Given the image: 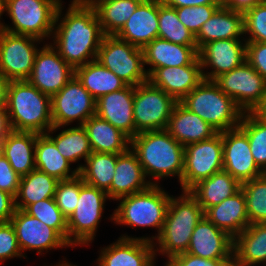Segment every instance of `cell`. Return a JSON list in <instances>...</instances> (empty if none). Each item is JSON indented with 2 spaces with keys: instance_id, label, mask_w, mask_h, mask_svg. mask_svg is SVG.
<instances>
[{
  "instance_id": "cell-21",
  "label": "cell",
  "mask_w": 266,
  "mask_h": 266,
  "mask_svg": "<svg viewBox=\"0 0 266 266\" xmlns=\"http://www.w3.org/2000/svg\"><path fill=\"white\" fill-rule=\"evenodd\" d=\"M134 86L102 95L96 100V115L121 130L130 139L138 134L133 118Z\"/></svg>"
},
{
  "instance_id": "cell-14",
  "label": "cell",
  "mask_w": 266,
  "mask_h": 266,
  "mask_svg": "<svg viewBox=\"0 0 266 266\" xmlns=\"http://www.w3.org/2000/svg\"><path fill=\"white\" fill-rule=\"evenodd\" d=\"M41 40L0 30V72L11 80H27ZM36 45V46H35Z\"/></svg>"
},
{
  "instance_id": "cell-4",
  "label": "cell",
  "mask_w": 266,
  "mask_h": 266,
  "mask_svg": "<svg viewBox=\"0 0 266 266\" xmlns=\"http://www.w3.org/2000/svg\"><path fill=\"white\" fill-rule=\"evenodd\" d=\"M203 217L202 207L188 191L177 198L171 196L162 232L154 243V246L159 245L155 254L158 251L170 260L187 252L193 230Z\"/></svg>"
},
{
  "instance_id": "cell-29",
  "label": "cell",
  "mask_w": 266,
  "mask_h": 266,
  "mask_svg": "<svg viewBox=\"0 0 266 266\" xmlns=\"http://www.w3.org/2000/svg\"><path fill=\"white\" fill-rule=\"evenodd\" d=\"M266 265V223L250 224L234 238L233 266Z\"/></svg>"
},
{
  "instance_id": "cell-28",
  "label": "cell",
  "mask_w": 266,
  "mask_h": 266,
  "mask_svg": "<svg viewBox=\"0 0 266 266\" xmlns=\"http://www.w3.org/2000/svg\"><path fill=\"white\" fill-rule=\"evenodd\" d=\"M165 130L184 147L209 139L217 133L212 126L180 102L175 105Z\"/></svg>"
},
{
  "instance_id": "cell-41",
  "label": "cell",
  "mask_w": 266,
  "mask_h": 266,
  "mask_svg": "<svg viewBox=\"0 0 266 266\" xmlns=\"http://www.w3.org/2000/svg\"><path fill=\"white\" fill-rule=\"evenodd\" d=\"M247 205L249 223H266V173L241 183Z\"/></svg>"
},
{
  "instance_id": "cell-59",
  "label": "cell",
  "mask_w": 266,
  "mask_h": 266,
  "mask_svg": "<svg viewBox=\"0 0 266 266\" xmlns=\"http://www.w3.org/2000/svg\"><path fill=\"white\" fill-rule=\"evenodd\" d=\"M167 263H165V266H175L170 260L167 259L166 261Z\"/></svg>"
},
{
  "instance_id": "cell-6",
  "label": "cell",
  "mask_w": 266,
  "mask_h": 266,
  "mask_svg": "<svg viewBox=\"0 0 266 266\" xmlns=\"http://www.w3.org/2000/svg\"><path fill=\"white\" fill-rule=\"evenodd\" d=\"M161 185L117 199L120 203L110 218L115 224L133 227H155L158 235L152 236L154 243L162 232L171 196ZM121 200V201H120Z\"/></svg>"
},
{
  "instance_id": "cell-53",
  "label": "cell",
  "mask_w": 266,
  "mask_h": 266,
  "mask_svg": "<svg viewBox=\"0 0 266 266\" xmlns=\"http://www.w3.org/2000/svg\"><path fill=\"white\" fill-rule=\"evenodd\" d=\"M12 131L5 107H0V142Z\"/></svg>"
},
{
  "instance_id": "cell-51",
  "label": "cell",
  "mask_w": 266,
  "mask_h": 266,
  "mask_svg": "<svg viewBox=\"0 0 266 266\" xmlns=\"http://www.w3.org/2000/svg\"><path fill=\"white\" fill-rule=\"evenodd\" d=\"M170 7L200 6L209 4H223V0H161Z\"/></svg>"
},
{
  "instance_id": "cell-19",
  "label": "cell",
  "mask_w": 266,
  "mask_h": 266,
  "mask_svg": "<svg viewBox=\"0 0 266 266\" xmlns=\"http://www.w3.org/2000/svg\"><path fill=\"white\" fill-rule=\"evenodd\" d=\"M155 246L149 237L120 236L101 249L98 266H155Z\"/></svg>"
},
{
  "instance_id": "cell-57",
  "label": "cell",
  "mask_w": 266,
  "mask_h": 266,
  "mask_svg": "<svg viewBox=\"0 0 266 266\" xmlns=\"http://www.w3.org/2000/svg\"><path fill=\"white\" fill-rule=\"evenodd\" d=\"M80 1L88 6L94 7L97 3L105 1V0H80Z\"/></svg>"
},
{
  "instance_id": "cell-49",
  "label": "cell",
  "mask_w": 266,
  "mask_h": 266,
  "mask_svg": "<svg viewBox=\"0 0 266 266\" xmlns=\"http://www.w3.org/2000/svg\"><path fill=\"white\" fill-rule=\"evenodd\" d=\"M170 261L175 266H233V260L204 259L186 252L172 257Z\"/></svg>"
},
{
  "instance_id": "cell-56",
  "label": "cell",
  "mask_w": 266,
  "mask_h": 266,
  "mask_svg": "<svg viewBox=\"0 0 266 266\" xmlns=\"http://www.w3.org/2000/svg\"><path fill=\"white\" fill-rule=\"evenodd\" d=\"M5 9H6V0H0V19H1V16L3 15V13L5 12ZM3 23H1L0 21V30L3 29Z\"/></svg>"
},
{
  "instance_id": "cell-38",
  "label": "cell",
  "mask_w": 266,
  "mask_h": 266,
  "mask_svg": "<svg viewBox=\"0 0 266 266\" xmlns=\"http://www.w3.org/2000/svg\"><path fill=\"white\" fill-rule=\"evenodd\" d=\"M55 143L59 152L71 163L86 159L92 154L90 141L83 125L63 129L53 137L50 130L46 133Z\"/></svg>"
},
{
  "instance_id": "cell-37",
  "label": "cell",
  "mask_w": 266,
  "mask_h": 266,
  "mask_svg": "<svg viewBox=\"0 0 266 266\" xmlns=\"http://www.w3.org/2000/svg\"><path fill=\"white\" fill-rule=\"evenodd\" d=\"M143 0H105L94 6L104 35H116Z\"/></svg>"
},
{
  "instance_id": "cell-5",
  "label": "cell",
  "mask_w": 266,
  "mask_h": 266,
  "mask_svg": "<svg viewBox=\"0 0 266 266\" xmlns=\"http://www.w3.org/2000/svg\"><path fill=\"white\" fill-rule=\"evenodd\" d=\"M180 103L217 132L239 127L243 110L214 81L203 80Z\"/></svg>"
},
{
  "instance_id": "cell-24",
  "label": "cell",
  "mask_w": 266,
  "mask_h": 266,
  "mask_svg": "<svg viewBox=\"0 0 266 266\" xmlns=\"http://www.w3.org/2000/svg\"><path fill=\"white\" fill-rule=\"evenodd\" d=\"M115 36L142 49L158 38V0H143Z\"/></svg>"
},
{
  "instance_id": "cell-36",
  "label": "cell",
  "mask_w": 266,
  "mask_h": 266,
  "mask_svg": "<svg viewBox=\"0 0 266 266\" xmlns=\"http://www.w3.org/2000/svg\"><path fill=\"white\" fill-rule=\"evenodd\" d=\"M116 163L117 154L92 152L85 161L86 165H78L76 169L86 184L107 192L113 180Z\"/></svg>"
},
{
  "instance_id": "cell-8",
  "label": "cell",
  "mask_w": 266,
  "mask_h": 266,
  "mask_svg": "<svg viewBox=\"0 0 266 266\" xmlns=\"http://www.w3.org/2000/svg\"><path fill=\"white\" fill-rule=\"evenodd\" d=\"M97 60L127 85L137 86L148 81L143 49L115 35L103 37Z\"/></svg>"
},
{
  "instance_id": "cell-23",
  "label": "cell",
  "mask_w": 266,
  "mask_h": 266,
  "mask_svg": "<svg viewBox=\"0 0 266 266\" xmlns=\"http://www.w3.org/2000/svg\"><path fill=\"white\" fill-rule=\"evenodd\" d=\"M151 185H158V183L146 179L136 154L130 148L122 154H117L113 180L110 189L106 192L110 199L117 200L123 196L144 191Z\"/></svg>"
},
{
  "instance_id": "cell-10",
  "label": "cell",
  "mask_w": 266,
  "mask_h": 266,
  "mask_svg": "<svg viewBox=\"0 0 266 266\" xmlns=\"http://www.w3.org/2000/svg\"><path fill=\"white\" fill-rule=\"evenodd\" d=\"M178 102L149 81L134 86L133 118L135 130H165Z\"/></svg>"
},
{
  "instance_id": "cell-55",
  "label": "cell",
  "mask_w": 266,
  "mask_h": 266,
  "mask_svg": "<svg viewBox=\"0 0 266 266\" xmlns=\"http://www.w3.org/2000/svg\"><path fill=\"white\" fill-rule=\"evenodd\" d=\"M254 113L262 120L266 121V94L262 103L254 110Z\"/></svg>"
},
{
  "instance_id": "cell-58",
  "label": "cell",
  "mask_w": 266,
  "mask_h": 266,
  "mask_svg": "<svg viewBox=\"0 0 266 266\" xmlns=\"http://www.w3.org/2000/svg\"><path fill=\"white\" fill-rule=\"evenodd\" d=\"M55 266H76V265H72V264L66 262V260L65 261L63 260V261H60L58 263V265H55Z\"/></svg>"
},
{
  "instance_id": "cell-33",
  "label": "cell",
  "mask_w": 266,
  "mask_h": 266,
  "mask_svg": "<svg viewBox=\"0 0 266 266\" xmlns=\"http://www.w3.org/2000/svg\"><path fill=\"white\" fill-rule=\"evenodd\" d=\"M35 168L58 181L76 177L79 170L71 171V162L57 149L54 141L46 134H38L35 145ZM71 171V173H70Z\"/></svg>"
},
{
  "instance_id": "cell-35",
  "label": "cell",
  "mask_w": 266,
  "mask_h": 266,
  "mask_svg": "<svg viewBox=\"0 0 266 266\" xmlns=\"http://www.w3.org/2000/svg\"><path fill=\"white\" fill-rule=\"evenodd\" d=\"M58 180L37 169L21 177L15 207L25 210L30 204L54 198Z\"/></svg>"
},
{
  "instance_id": "cell-45",
  "label": "cell",
  "mask_w": 266,
  "mask_h": 266,
  "mask_svg": "<svg viewBox=\"0 0 266 266\" xmlns=\"http://www.w3.org/2000/svg\"><path fill=\"white\" fill-rule=\"evenodd\" d=\"M223 4H209L200 6H185L176 8L178 19L184 26L196 36L202 25L210 19V17Z\"/></svg>"
},
{
  "instance_id": "cell-20",
  "label": "cell",
  "mask_w": 266,
  "mask_h": 266,
  "mask_svg": "<svg viewBox=\"0 0 266 266\" xmlns=\"http://www.w3.org/2000/svg\"><path fill=\"white\" fill-rule=\"evenodd\" d=\"M234 238L205 216L193 230L186 253L213 260H233Z\"/></svg>"
},
{
  "instance_id": "cell-27",
  "label": "cell",
  "mask_w": 266,
  "mask_h": 266,
  "mask_svg": "<svg viewBox=\"0 0 266 266\" xmlns=\"http://www.w3.org/2000/svg\"><path fill=\"white\" fill-rule=\"evenodd\" d=\"M244 36V13L222 5L207 20L195 36L198 50L207 43L223 39H241Z\"/></svg>"
},
{
  "instance_id": "cell-17",
  "label": "cell",
  "mask_w": 266,
  "mask_h": 266,
  "mask_svg": "<svg viewBox=\"0 0 266 266\" xmlns=\"http://www.w3.org/2000/svg\"><path fill=\"white\" fill-rule=\"evenodd\" d=\"M223 39L204 44L198 51L204 80L214 81L221 74L230 72L246 61V41ZM206 67L213 69L205 72Z\"/></svg>"
},
{
  "instance_id": "cell-15",
  "label": "cell",
  "mask_w": 266,
  "mask_h": 266,
  "mask_svg": "<svg viewBox=\"0 0 266 266\" xmlns=\"http://www.w3.org/2000/svg\"><path fill=\"white\" fill-rule=\"evenodd\" d=\"M74 75L75 69L59 55L51 43H46L36 53L33 70L27 80L42 93L52 97Z\"/></svg>"
},
{
  "instance_id": "cell-26",
  "label": "cell",
  "mask_w": 266,
  "mask_h": 266,
  "mask_svg": "<svg viewBox=\"0 0 266 266\" xmlns=\"http://www.w3.org/2000/svg\"><path fill=\"white\" fill-rule=\"evenodd\" d=\"M204 216L232 238H235L250 225L246 198L242 189L218 205L208 208L204 212Z\"/></svg>"
},
{
  "instance_id": "cell-30",
  "label": "cell",
  "mask_w": 266,
  "mask_h": 266,
  "mask_svg": "<svg viewBox=\"0 0 266 266\" xmlns=\"http://www.w3.org/2000/svg\"><path fill=\"white\" fill-rule=\"evenodd\" d=\"M92 152L122 154L130 147V138L96 114L83 123Z\"/></svg>"
},
{
  "instance_id": "cell-52",
  "label": "cell",
  "mask_w": 266,
  "mask_h": 266,
  "mask_svg": "<svg viewBox=\"0 0 266 266\" xmlns=\"http://www.w3.org/2000/svg\"><path fill=\"white\" fill-rule=\"evenodd\" d=\"M260 2L261 0H223V5L228 9L244 12Z\"/></svg>"
},
{
  "instance_id": "cell-2",
  "label": "cell",
  "mask_w": 266,
  "mask_h": 266,
  "mask_svg": "<svg viewBox=\"0 0 266 266\" xmlns=\"http://www.w3.org/2000/svg\"><path fill=\"white\" fill-rule=\"evenodd\" d=\"M143 171L156 180L178 176L181 184L185 147L166 130L144 131L130 139Z\"/></svg>"
},
{
  "instance_id": "cell-39",
  "label": "cell",
  "mask_w": 266,
  "mask_h": 266,
  "mask_svg": "<svg viewBox=\"0 0 266 266\" xmlns=\"http://www.w3.org/2000/svg\"><path fill=\"white\" fill-rule=\"evenodd\" d=\"M158 38L183 46H197L195 36L178 19L176 8L158 0Z\"/></svg>"
},
{
  "instance_id": "cell-16",
  "label": "cell",
  "mask_w": 266,
  "mask_h": 266,
  "mask_svg": "<svg viewBox=\"0 0 266 266\" xmlns=\"http://www.w3.org/2000/svg\"><path fill=\"white\" fill-rule=\"evenodd\" d=\"M222 141L223 170L240 183L264 174L252 156L247 134L240 127L223 131Z\"/></svg>"
},
{
  "instance_id": "cell-9",
  "label": "cell",
  "mask_w": 266,
  "mask_h": 266,
  "mask_svg": "<svg viewBox=\"0 0 266 266\" xmlns=\"http://www.w3.org/2000/svg\"><path fill=\"white\" fill-rule=\"evenodd\" d=\"M106 199L110 198L105 191L86 184L81 177L77 207L67 219L68 243L71 247L92 243L102 219Z\"/></svg>"
},
{
  "instance_id": "cell-42",
  "label": "cell",
  "mask_w": 266,
  "mask_h": 266,
  "mask_svg": "<svg viewBox=\"0 0 266 266\" xmlns=\"http://www.w3.org/2000/svg\"><path fill=\"white\" fill-rule=\"evenodd\" d=\"M24 211L43 224L55 229L68 242L67 218L58 208L54 198L30 204Z\"/></svg>"
},
{
  "instance_id": "cell-54",
  "label": "cell",
  "mask_w": 266,
  "mask_h": 266,
  "mask_svg": "<svg viewBox=\"0 0 266 266\" xmlns=\"http://www.w3.org/2000/svg\"><path fill=\"white\" fill-rule=\"evenodd\" d=\"M10 80L0 72V107H5Z\"/></svg>"
},
{
  "instance_id": "cell-25",
  "label": "cell",
  "mask_w": 266,
  "mask_h": 266,
  "mask_svg": "<svg viewBox=\"0 0 266 266\" xmlns=\"http://www.w3.org/2000/svg\"><path fill=\"white\" fill-rule=\"evenodd\" d=\"M197 46H183L161 38H155L143 48L144 64L150 65L148 76L160 67H177L201 64Z\"/></svg>"
},
{
  "instance_id": "cell-12",
  "label": "cell",
  "mask_w": 266,
  "mask_h": 266,
  "mask_svg": "<svg viewBox=\"0 0 266 266\" xmlns=\"http://www.w3.org/2000/svg\"><path fill=\"white\" fill-rule=\"evenodd\" d=\"M51 113L53 134L60 127L64 128L74 120L79 125L96 114V99L74 75L70 81L54 96L51 97ZM54 131V132H53Z\"/></svg>"
},
{
  "instance_id": "cell-22",
  "label": "cell",
  "mask_w": 266,
  "mask_h": 266,
  "mask_svg": "<svg viewBox=\"0 0 266 266\" xmlns=\"http://www.w3.org/2000/svg\"><path fill=\"white\" fill-rule=\"evenodd\" d=\"M204 80L201 64L156 68L148 81L180 102Z\"/></svg>"
},
{
  "instance_id": "cell-50",
  "label": "cell",
  "mask_w": 266,
  "mask_h": 266,
  "mask_svg": "<svg viewBox=\"0 0 266 266\" xmlns=\"http://www.w3.org/2000/svg\"><path fill=\"white\" fill-rule=\"evenodd\" d=\"M15 197L0 190V222H8L15 213Z\"/></svg>"
},
{
  "instance_id": "cell-48",
  "label": "cell",
  "mask_w": 266,
  "mask_h": 266,
  "mask_svg": "<svg viewBox=\"0 0 266 266\" xmlns=\"http://www.w3.org/2000/svg\"><path fill=\"white\" fill-rule=\"evenodd\" d=\"M246 61L266 80V43L246 42Z\"/></svg>"
},
{
  "instance_id": "cell-32",
  "label": "cell",
  "mask_w": 266,
  "mask_h": 266,
  "mask_svg": "<svg viewBox=\"0 0 266 266\" xmlns=\"http://www.w3.org/2000/svg\"><path fill=\"white\" fill-rule=\"evenodd\" d=\"M241 189V183L225 170L214 173L194 185L188 192L205 212L208 208L233 196Z\"/></svg>"
},
{
  "instance_id": "cell-46",
  "label": "cell",
  "mask_w": 266,
  "mask_h": 266,
  "mask_svg": "<svg viewBox=\"0 0 266 266\" xmlns=\"http://www.w3.org/2000/svg\"><path fill=\"white\" fill-rule=\"evenodd\" d=\"M14 257L26 256L21 252L11 221L0 222V262Z\"/></svg>"
},
{
  "instance_id": "cell-1",
  "label": "cell",
  "mask_w": 266,
  "mask_h": 266,
  "mask_svg": "<svg viewBox=\"0 0 266 266\" xmlns=\"http://www.w3.org/2000/svg\"><path fill=\"white\" fill-rule=\"evenodd\" d=\"M62 7L61 2L52 34L54 43L51 44L55 45L53 47L59 55L75 69L97 59L105 35L94 7L80 0H73L64 17L61 16Z\"/></svg>"
},
{
  "instance_id": "cell-18",
  "label": "cell",
  "mask_w": 266,
  "mask_h": 266,
  "mask_svg": "<svg viewBox=\"0 0 266 266\" xmlns=\"http://www.w3.org/2000/svg\"><path fill=\"white\" fill-rule=\"evenodd\" d=\"M10 221L15 228L21 252L37 250V254L40 255L44 250L71 247L55 229L43 224L24 210L16 208Z\"/></svg>"
},
{
  "instance_id": "cell-7",
  "label": "cell",
  "mask_w": 266,
  "mask_h": 266,
  "mask_svg": "<svg viewBox=\"0 0 266 266\" xmlns=\"http://www.w3.org/2000/svg\"><path fill=\"white\" fill-rule=\"evenodd\" d=\"M60 3L61 0H6L5 11L13 27L5 24L2 30L41 41L50 38Z\"/></svg>"
},
{
  "instance_id": "cell-44",
  "label": "cell",
  "mask_w": 266,
  "mask_h": 266,
  "mask_svg": "<svg viewBox=\"0 0 266 266\" xmlns=\"http://www.w3.org/2000/svg\"><path fill=\"white\" fill-rule=\"evenodd\" d=\"M244 34H249L245 42L266 43V3L260 2L244 12Z\"/></svg>"
},
{
  "instance_id": "cell-11",
  "label": "cell",
  "mask_w": 266,
  "mask_h": 266,
  "mask_svg": "<svg viewBox=\"0 0 266 266\" xmlns=\"http://www.w3.org/2000/svg\"><path fill=\"white\" fill-rule=\"evenodd\" d=\"M223 170L222 132L185 146L184 169L180 186L189 191L203 179Z\"/></svg>"
},
{
  "instance_id": "cell-3",
  "label": "cell",
  "mask_w": 266,
  "mask_h": 266,
  "mask_svg": "<svg viewBox=\"0 0 266 266\" xmlns=\"http://www.w3.org/2000/svg\"><path fill=\"white\" fill-rule=\"evenodd\" d=\"M12 131L47 133L52 127L51 97L28 80H11L5 106Z\"/></svg>"
},
{
  "instance_id": "cell-40",
  "label": "cell",
  "mask_w": 266,
  "mask_h": 266,
  "mask_svg": "<svg viewBox=\"0 0 266 266\" xmlns=\"http://www.w3.org/2000/svg\"><path fill=\"white\" fill-rule=\"evenodd\" d=\"M239 127L247 134L255 163L266 173V121L254 112H244Z\"/></svg>"
},
{
  "instance_id": "cell-34",
  "label": "cell",
  "mask_w": 266,
  "mask_h": 266,
  "mask_svg": "<svg viewBox=\"0 0 266 266\" xmlns=\"http://www.w3.org/2000/svg\"><path fill=\"white\" fill-rule=\"evenodd\" d=\"M75 76L96 100L102 95L127 86L125 81L104 67L97 59L75 68Z\"/></svg>"
},
{
  "instance_id": "cell-13",
  "label": "cell",
  "mask_w": 266,
  "mask_h": 266,
  "mask_svg": "<svg viewBox=\"0 0 266 266\" xmlns=\"http://www.w3.org/2000/svg\"><path fill=\"white\" fill-rule=\"evenodd\" d=\"M214 82L243 112H254L266 94V80L247 61Z\"/></svg>"
},
{
  "instance_id": "cell-31",
  "label": "cell",
  "mask_w": 266,
  "mask_h": 266,
  "mask_svg": "<svg viewBox=\"0 0 266 266\" xmlns=\"http://www.w3.org/2000/svg\"><path fill=\"white\" fill-rule=\"evenodd\" d=\"M38 134L11 131L1 142V153L13 170L23 177L35 170V145Z\"/></svg>"
},
{
  "instance_id": "cell-43",
  "label": "cell",
  "mask_w": 266,
  "mask_h": 266,
  "mask_svg": "<svg viewBox=\"0 0 266 266\" xmlns=\"http://www.w3.org/2000/svg\"><path fill=\"white\" fill-rule=\"evenodd\" d=\"M81 189V176L58 182L54 200L62 214L68 219L77 207Z\"/></svg>"
},
{
  "instance_id": "cell-47",
  "label": "cell",
  "mask_w": 266,
  "mask_h": 266,
  "mask_svg": "<svg viewBox=\"0 0 266 266\" xmlns=\"http://www.w3.org/2000/svg\"><path fill=\"white\" fill-rule=\"evenodd\" d=\"M21 177L13 170L6 157L0 154V190L16 197Z\"/></svg>"
}]
</instances>
